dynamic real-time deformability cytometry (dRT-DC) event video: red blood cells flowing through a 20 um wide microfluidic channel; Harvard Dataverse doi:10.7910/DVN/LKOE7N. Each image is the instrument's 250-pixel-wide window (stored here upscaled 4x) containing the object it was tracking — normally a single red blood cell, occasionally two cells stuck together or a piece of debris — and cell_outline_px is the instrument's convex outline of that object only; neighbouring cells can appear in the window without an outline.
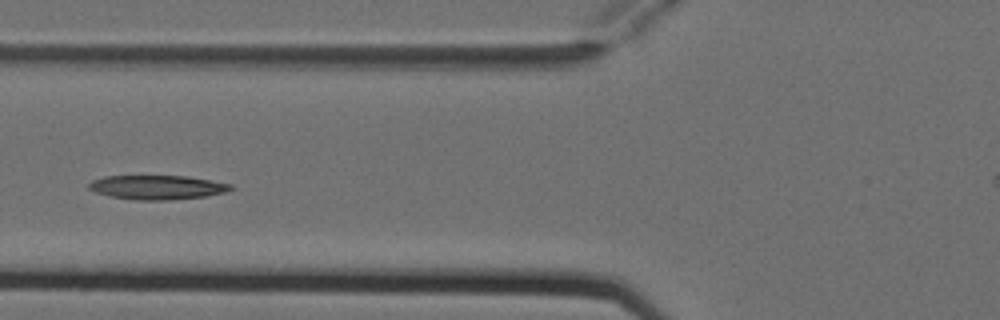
{"species": "Egyptian fruit bat (a non-hibernating species)", "species_latin": "Rousettus aegyptiacus", "temperature_condition": "cold", "stored_images_in_passage": 5, "camera_frame_rate_fps": 3000, "um_per_image_px": 0.085, "animal": {"sex": "female"}, "frame": {"image": 1, "passage_image": 5, "time_ms": 1.333, "image_size_px": [1000, 320], "cell_outline_px": [[236, 188], [224, 192], [204, 196], [168, 200], [132, 200], [112, 196], [96, 192], [88, 188], [88, 184], [92, 180], [104, 176], [188, 176], [232, 184]], "centroid_in_image_um": [13.37, 15.91], "position_along_channel_um": 112.4, "area_um2": 19.94}}